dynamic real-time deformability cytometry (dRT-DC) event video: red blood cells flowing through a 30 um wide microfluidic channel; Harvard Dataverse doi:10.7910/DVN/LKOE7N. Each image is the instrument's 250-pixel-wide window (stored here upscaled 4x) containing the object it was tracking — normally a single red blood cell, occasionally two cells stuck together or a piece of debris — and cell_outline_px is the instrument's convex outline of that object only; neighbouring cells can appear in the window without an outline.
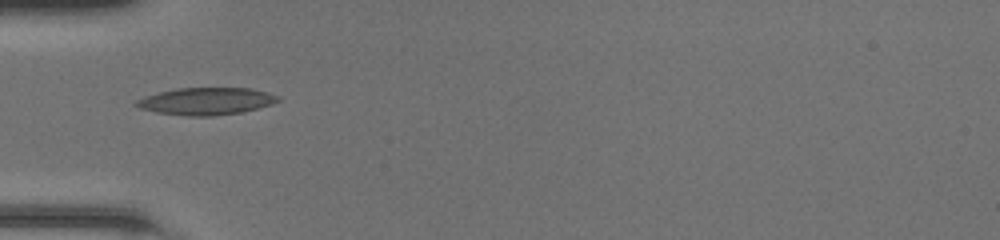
{"species": "common noctule bat (a hibernating species)", "species_latin": "Nyctalus noctula", "temperature_condition": "room temperature", "stored_images_in_passage": 33, "camera_frame_rate_fps": 3000, "um_per_image_px": 0.085, "animal": {"sex": "female", "body_mass_g": 20.0, "forearm_length_mm": 54.0}, "frame": {"image": 1, "passage_image": 1, "time_ms": 0.0, "image_size_px": [1000, 240], "cell_outline_px": [[280, 100], [272, 104], [244, 112], [212, 116], [188, 116], [156, 112], [140, 108], [132, 104], [136, 100], [144, 96], [176, 88], [252, 88], [268, 92], [280, 96]], "centroid_in_image_um": [17.54, 8.6], "position_along_channel_um": 67.5, "area_um2": 22.66}}
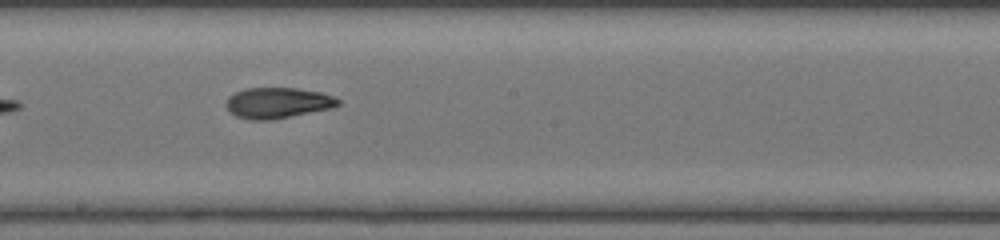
{"frame": {"image": 2, "passage_image": 12, "time_ms": 3.667, "image_size_px": [1000, 240], "cell_outline_px": [[340, 104], [332, 108], [272, 120], [248, 120], [236, 116], [224, 104], [228, 96], [244, 88], [296, 88], [320, 92], [332, 96], [340, 100]], "centroid_in_image_um": [23.58, 8.75], "position_along_channel_um": 224.6, "area_um2": 20.11}}
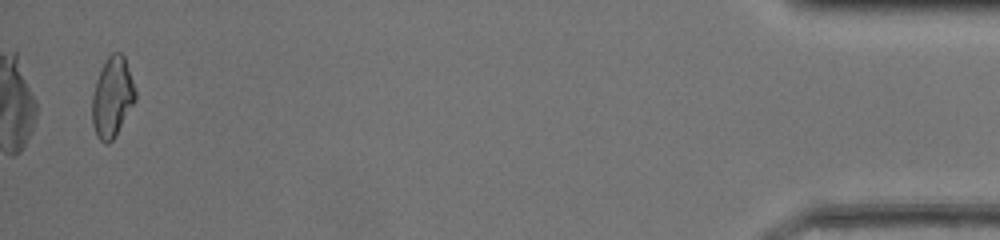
{"frame": {"image": 3, "passage_image": 32, "time_ms": 10.333, "image_size_px": [1000, 240], "cell_outline_px": [[136, 100], [112, 140], [108, 144], [104, 144], [96, 136], [92, 124], [92, 96], [96, 80], [104, 60], [112, 52], [120, 52], [124, 56], [136, 92]], "centroid_in_image_um": [9.52, 8.26], "position_along_channel_um": 425.7, "area_um2": 20.11}, "authors_computed_cell_mechanics": {"area_um2": 19.941, "velocity_mm_per_s": 4.2927, "shape_relaxation_time_tau1_ms": 4.545, "shape_relaxation_time_tau2_ms": 1.9633, "deformation_change_tau1": 0.2062, "deformation_change_tau2": 0.0877}}